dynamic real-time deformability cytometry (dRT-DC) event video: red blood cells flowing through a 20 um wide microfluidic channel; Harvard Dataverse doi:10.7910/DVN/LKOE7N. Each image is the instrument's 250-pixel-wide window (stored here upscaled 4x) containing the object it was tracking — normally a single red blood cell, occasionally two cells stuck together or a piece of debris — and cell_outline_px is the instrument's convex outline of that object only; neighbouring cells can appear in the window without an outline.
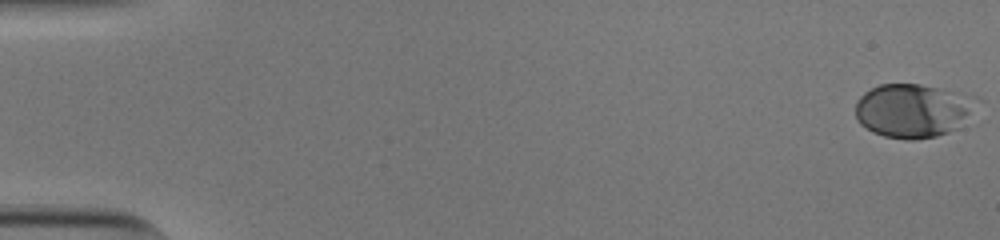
{"species": "human", "species_latin": "Homo sapiens", "temperature_condition": "cold", "stored_images_in_passage": 54, "camera_frame_rate_fps": 3000, "um_per_image_px": 0.085, "donor": {"sex": "male"}, "frame": {"image": 1, "passage_image": 1, "time_ms": 0.0, "image_size_px": [1000, 240], "cell_outline_px": [[984, 100], [956, 128], [948, 132], [936, 136], [912, 140], [908, 140], [884, 136], [872, 132], [860, 124], [856, 120], [856, 100], [864, 92], [880, 84], [920, 84], [980, 96]], "centroid_in_image_um": [77.64, 9.38], "position_along_channel_um": 7.4, "area_um2": 38.49}}
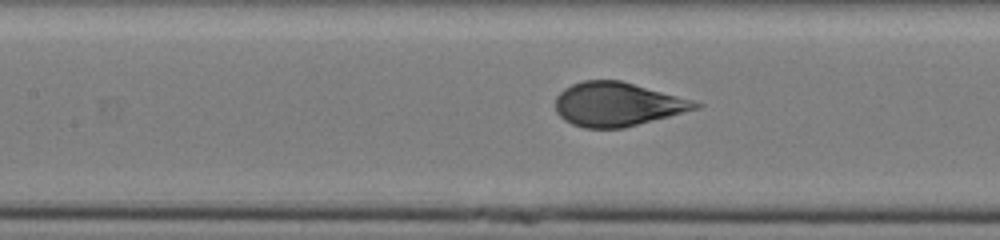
{"frame": {"image": 2, "passage_image": 26, "time_ms": 8.333, "image_size_px": [1000, 240], "cell_outline_px": [[704, 104], [700, 108], [624, 128], [584, 128], [572, 124], [564, 120], [556, 112], [556, 96], [564, 88], [572, 84], [584, 80], [620, 80], [692, 100]], "centroid_in_image_um": [52.46, 8.87], "position_along_channel_um": 154.9, "area_um2": 35.66}}
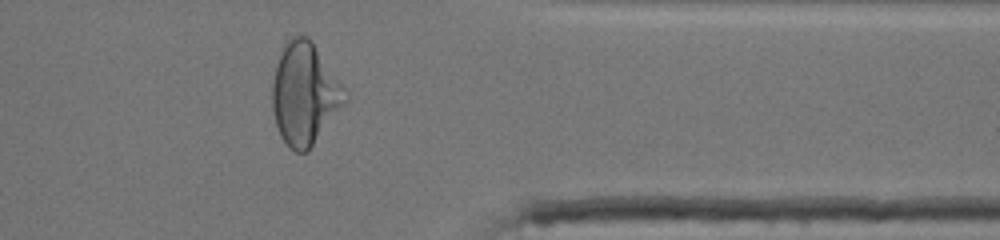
{"frame": {"image": 3, "passage_image": 45, "time_ms": 14.667, "image_size_px": [1000, 240], "cell_outline_px": [[348, 100], [308, 152], [296, 152], [288, 148], [280, 136], [276, 124], [272, 108], [272, 84], [276, 64], [284, 44], [292, 36], [308, 36], [312, 40], [344, 88]], "centroid_in_image_um": [25.88, 8.0], "position_along_channel_um": 385.5, "area_um2": 43.23}, "authors_computed_cell_mechanics": {"area_um2": 36.8186, "velocity_mm_per_s": 3.8112, "shape_relaxation_time_tau1_ms": 4.122, "shape_relaxation_time_tau2_ms": null, "deformation_change_tau1": 0.1868, "deformation_change_tau2": null}}